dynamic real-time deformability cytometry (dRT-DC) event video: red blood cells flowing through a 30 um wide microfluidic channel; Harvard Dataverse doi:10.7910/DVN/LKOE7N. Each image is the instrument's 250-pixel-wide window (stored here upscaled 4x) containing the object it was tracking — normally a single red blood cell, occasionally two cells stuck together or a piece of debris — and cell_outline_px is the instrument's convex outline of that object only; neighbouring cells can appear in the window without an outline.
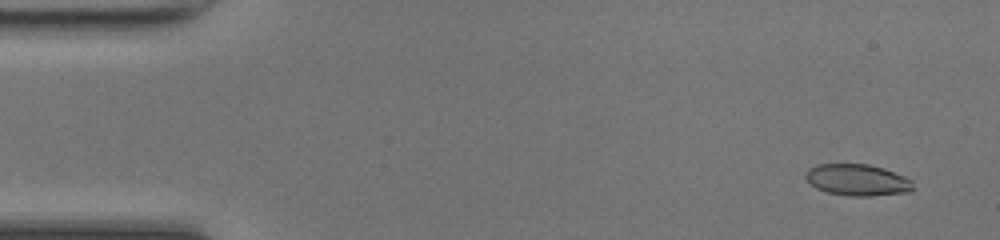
{"species": "common noctule bat (a hibernating species)", "species_latin": "Nyctalus noctula", "temperature_condition": "room temperature", "stored_images_in_passage": 48, "camera_frame_rate_fps": 3000, "um_per_image_px": 0.085, "animal": {"sex": "female", "body_mass_g": 17.0, "forearm_length_mm": 48.0}, "frame": {"image": 1, "passage_image": 3, "time_ms": 0.667, "image_size_px": [1000, 240], "cell_outline_px": [[916, 188], [908, 192], [872, 196], [848, 196], [828, 192], [816, 188], [804, 176], [804, 172], [808, 168], [816, 164], [868, 164], [884, 168], [904, 176], [912, 180]], "centroid_in_image_um": [72.89, 15.29], "position_along_channel_um": 12.1, "area_um2": 19.94}}
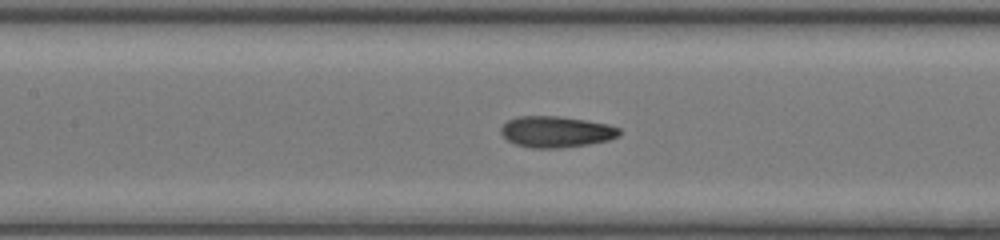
{"frame": {"image": 2, "passage_image": 22, "time_ms": 7.0, "image_size_px": [1000, 240], "cell_outline_px": [[620, 136], [608, 140], [588, 144], [560, 148], [532, 148], [516, 144], [508, 140], [500, 132], [500, 128], [508, 120], [516, 116], [560, 116], [608, 124], [620, 128]], "centroid_in_image_um": [47.27, 11.2], "position_along_channel_um": 160.1, "area_um2": 21.5}}
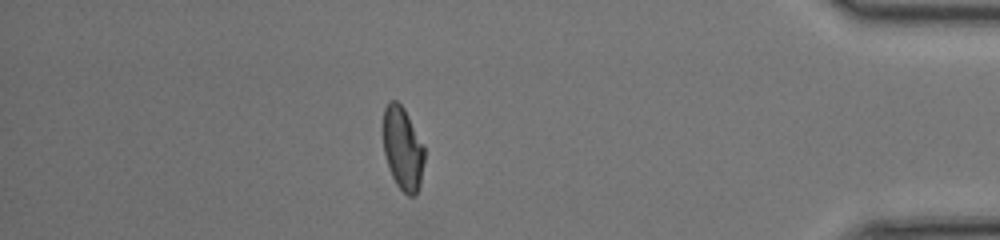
{"frame": {"image": 3, "passage_image": 42, "time_ms": 13.667, "image_size_px": [1000, 240], "cell_outline_px": [[424, 160], [420, 184], [416, 196], [408, 196], [396, 184], [392, 176], [384, 152], [380, 128], [384, 108], [388, 100], [396, 100], [404, 108], [424, 144]], "centroid_in_image_um": [34.2, 12.57], "position_along_channel_um": 401.0, "area_um2": 20.58}, "authors_computed_cell_mechanics": {"area_um2": 20.519, "velocity_mm_per_s": 4.2965, "shape_relaxation_time_tau1_ms": 8.6458, "shape_relaxation_time_tau2_ms": 1.4856, "deformation_change_tau1": 0.264, "deformation_change_tau2": 0.076}}